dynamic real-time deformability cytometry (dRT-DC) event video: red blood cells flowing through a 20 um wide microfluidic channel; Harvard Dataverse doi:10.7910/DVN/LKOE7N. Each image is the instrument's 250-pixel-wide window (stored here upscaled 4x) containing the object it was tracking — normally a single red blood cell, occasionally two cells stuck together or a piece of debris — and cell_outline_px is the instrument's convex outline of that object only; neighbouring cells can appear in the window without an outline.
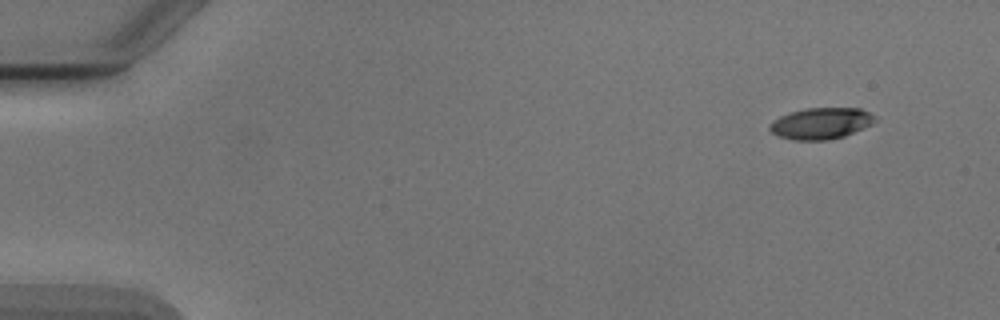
{"species": "Egyptian fruit bat (a non-hibernating species)", "species_latin": "Rousettus aegyptiacus", "temperature_condition": "cold", "stored_images_in_passage": 5, "camera_frame_rate_fps": 3000, "um_per_image_px": 0.085, "animal": {"sex": "male"}, "frame": {"image": 1, "passage_image": 1, "time_ms": 0.0, "image_size_px": [1000, 320], "cell_outline_px": [[876, 120], [872, 124], [844, 136], [824, 140], [792, 140], [780, 136], [772, 132], [768, 128], [772, 120], [788, 112], [804, 108], [860, 108], [868, 112]], "centroid_in_image_um": [69.74, 10.48], "position_along_channel_um": 15.3, "area_um2": 19.13}}
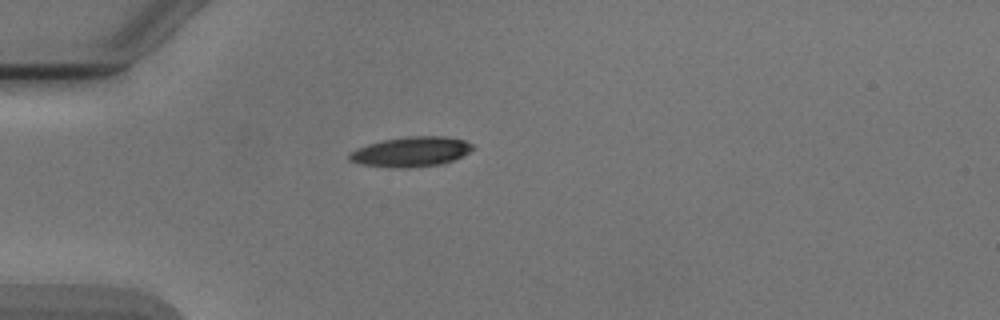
{"frame": {"image": 2, "passage_image": 4, "time_ms": 3.667, "image_size_px": [1000, 320], "cell_outline_px": [[476, 148], [444, 164], [408, 168], [400, 168], [360, 164], [348, 160], [348, 152], [356, 148], [380, 140], [408, 136], [444, 136], [464, 140], [472, 144]], "centroid_in_image_um": [34.9, 12.89], "position_along_channel_um": 50.1, "area_um2": 21.68}}